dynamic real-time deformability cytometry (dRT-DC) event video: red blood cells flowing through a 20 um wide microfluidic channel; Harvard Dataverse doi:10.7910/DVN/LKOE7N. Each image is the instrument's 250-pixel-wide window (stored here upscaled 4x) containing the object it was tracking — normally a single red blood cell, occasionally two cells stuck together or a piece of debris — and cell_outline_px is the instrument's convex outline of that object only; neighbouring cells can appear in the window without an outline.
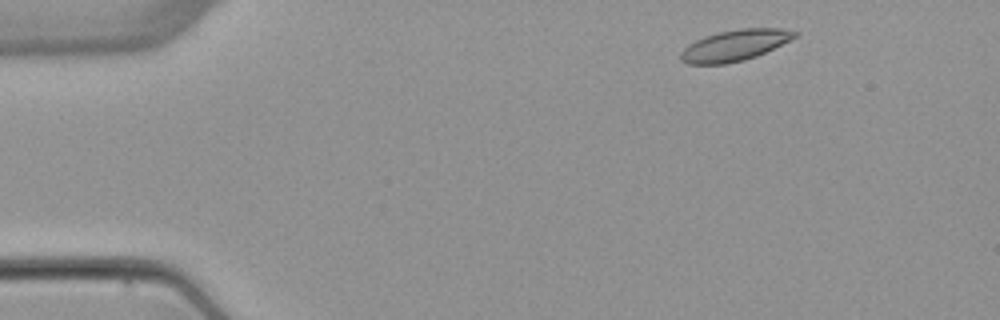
{"species": "common noctule bat (a hibernating species)", "species_latin": "Nyctalus noctula", "temperature_condition": "warm", "stored_images_in_passage": 2, "camera_frame_rate_fps": 3000, "um_per_image_px": 0.085, "animal": {"sex": "female", "body_mass_g": 22.7, "forearm_length_mm": 54.2}, "frame": {"image": 1, "passage_image": 1, "time_ms": 0.0, "image_size_px": [1000, 320], "cell_outline_px": [[800, 36], [756, 56], [744, 60], [724, 64], [688, 64], [680, 60], [680, 52], [688, 44], [704, 36], [720, 32], [740, 28], [780, 28], [800, 32]], "centroid_in_image_um": [62.48, 3.85], "position_along_channel_um": 22.5, "area_um2": 20.75}}
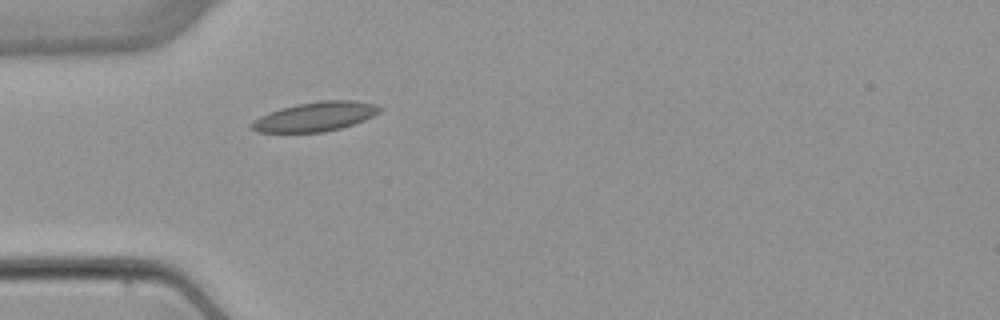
{"frame": {"image": 2, "passage_image": 2, "time_ms": 3.0, "image_size_px": [1000, 320], "cell_outline_px": [[384, 108], [380, 112], [364, 120], [340, 128], [324, 132], [256, 132], [248, 124], [260, 116], [268, 112], [280, 108], [296, 104], [324, 100], [352, 100], [376, 104]], "centroid_in_image_um": [26.79, 9.9], "position_along_channel_um": 58.2, "area_um2": 21.91}}